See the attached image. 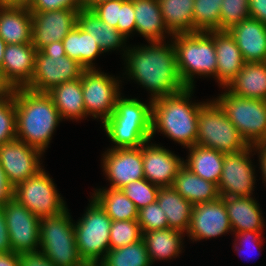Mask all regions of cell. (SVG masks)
<instances>
[{
  "label": "cell",
  "mask_w": 266,
  "mask_h": 266,
  "mask_svg": "<svg viewBox=\"0 0 266 266\" xmlns=\"http://www.w3.org/2000/svg\"><path fill=\"white\" fill-rule=\"evenodd\" d=\"M248 5L249 0H223L220 9V30H229L250 18Z\"/></svg>",
  "instance_id": "obj_41"
},
{
  "label": "cell",
  "mask_w": 266,
  "mask_h": 266,
  "mask_svg": "<svg viewBox=\"0 0 266 266\" xmlns=\"http://www.w3.org/2000/svg\"><path fill=\"white\" fill-rule=\"evenodd\" d=\"M71 221L68 209L57 216L40 218L39 245L76 244L74 224Z\"/></svg>",
  "instance_id": "obj_34"
},
{
  "label": "cell",
  "mask_w": 266,
  "mask_h": 266,
  "mask_svg": "<svg viewBox=\"0 0 266 266\" xmlns=\"http://www.w3.org/2000/svg\"><path fill=\"white\" fill-rule=\"evenodd\" d=\"M41 153L17 138L0 146V164L14 188L42 170Z\"/></svg>",
  "instance_id": "obj_14"
},
{
  "label": "cell",
  "mask_w": 266,
  "mask_h": 266,
  "mask_svg": "<svg viewBox=\"0 0 266 266\" xmlns=\"http://www.w3.org/2000/svg\"><path fill=\"white\" fill-rule=\"evenodd\" d=\"M84 107L87 115L104 123L114 112L119 93V82L96 69L85 70L81 76Z\"/></svg>",
  "instance_id": "obj_11"
},
{
  "label": "cell",
  "mask_w": 266,
  "mask_h": 266,
  "mask_svg": "<svg viewBox=\"0 0 266 266\" xmlns=\"http://www.w3.org/2000/svg\"><path fill=\"white\" fill-rule=\"evenodd\" d=\"M109 0H81L84 9H92L97 4Z\"/></svg>",
  "instance_id": "obj_56"
},
{
  "label": "cell",
  "mask_w": 266,
  "mask_h": 266,
  "mask_svg": "<svg viewBox=\"0 0 266 266\" xmlns=\"http://www.w3.org/2000/svg\"><path fill=\"white\" fill-rule=\"evenodd\" d=\"M41 252L55 266H81L85 262L77 244L39 245Z\"/></svg>",
  "instance_id": "obj_40"
},
{
  "label": "cell",
  "mask_w": 266,
  "mask_h": 266,
  "mask_svg": "<svg viewBox=\"0 0 266 266\" xmlns=\"http://www.w3.org/2000/svg\"><path fill=\"white\" fill-rule=\"evenodd\" d=\"M147 143L142 145L145 179L159 187L172 186L184 161L163 147Z\"/></svg>",
  "instance_id": "obj_19"
},
{
  "label": "cell",
  "mask_w": 266,
  "mask_h": 266,
  "mask_svg": "<svg viewBox=\"0 0 266 266\" xmlns=\"http://www.w3.org/2000/svg\"><path fill=\"white\" fill-rule=\"evenodd\" d=\"M86 69L66 56L62 41L52 42L36 51L34 73L26 87L37 92H48L61 83L81 78Z\"/></svg>",
  "instance_id": "obj_6"
},
{
  "label": "cell",
  "mask_w": 266,
  "mask_h": 266,
  "mask_svg": "<svg viewBox=\"0 0 266 266\" xmlns=\"http://www.w3.org/2000/svg\"><path fill=\"white\" fill-rule=\"evenodd\" d=\"M124 1L125 0L104 1L94 6L91 10L94 11L103 22L117 29L120 7Z\"/></svg>",
  "instance_id": "obj_44"
},
{
  "label": "cell",
  "mask_w": 266,
  "mask_h": 266,
  "mask_svg": "<svg viewBox=\"0 0 266 266\" xmlns=\"http://www.w3.org/2000/svg\"><path fill=\"white\" fill-rule=\"evenodd\" d=\"M152 100L149 105L137 99L118 98L114 112L103 123L113 149L140 147L151 138Z\"/></svg>",
  "instance_id": "obj_4"
},
{
  "label": "cell",
  "mask_w": 266,
  "mask_h": 266,
  "mask_svg": "<svg viewBox=\"0 0 266 266\" xmlns=\"http://www.w3.org/2000/svg\"><path fill=\"white\" fill-rule=\"evenodd\" d=\"M13 93V88L6 82L0 70V100L8 98Z\"/></svg>",
  "instance_id": "obj_54"
},
{
  "label": "cell",
  "mask_w": 266,
  "mask_h": 266,
  "mask_svg": "<svg viewBox=\"0 0 266 266\" xmlns=\"http://www.w3.org/2000/svg\"><path fill=\"white\" fill-rule=\"evenodd\" d=\"M158 2L169 34L193 33L194 0H158Z\"/></svg>",
  "instance_id": "obj_32"
},
{
  "label": "cell",
  "mask_w": 266,
  "mask_h": 266,
  "mask_svg": "<svg viewBox=\"0 0 266 266\" xmlns=\"http://www.w3.org/2000/svg\"><path fill=\"white\" fill-rule=\"evenodd\" d=\"M253 146L236 153L225 154L222 174L218 182L220 197L251 196L255 183L249 154Z\"/></svg>",
  "instance_id": "obj_13"
},
{
  "label": "cell",
  "mask_w": 266,
  "mask_h": 266,
  "mask_svg": "<svg viewBox=\"0 0 266 266\" xmlns=\"http://www.w3.org/2000/svg\"><path fill=\"white\" fill-rule=\"evenodd\" d=\"M36 51L32 43L6 45L1 72L13 90L26 88L30 84Z\"/></svg>",
  "instance_id": "obj_18"
},
{
  "label": "cell",
  "mask_w": 266,
  "mask_h": 266,
  "mask_svg": "<svg viewBox=\"0 0 266 266\" xmlns=\"http://www.w3.org/2000/svg\"><path fill=\"white\" fill-rule=\"evenodd\" d=\"M250 18L259 20L266 26V0H249Z\"/></svg>",
  "instance_id": "obj_49"
},
{
  "label": "cell",
  "mask_w": 266,
  "mask_h": 266,
  "mask_svg": "<svg viewBox=\"0 0 266 266\" xmlns=\"http://www.w3.org/2000/svg\"><path fill=\"white\" fill-rule=\"evenodd\" d=\"M117 30L125 37L136 30L134 0H125L121 4Z\"/></svg>",
  "instance_id": "obj_46"
},
{
  "label": "cell",
  "mask_w": 266,
  "mask_h": 266,
  "mask_svg": "<svg viewBox=\"0 0 266 266\" xmlns=\"http://www.w3.org/2000/svg\"><path fill=\"white\" fill-rule=\"evenodd\" d=\"M182 234L184 232L172 228L144 232L142 238L151 264L157 259H171V257L178 256L182 248Z\"/></svg>",
  "instance_id": "obj_33"
},
{
  "label": "cell",
  "mask_w": 266,
  "mask_h": 266,
  "mask_svg": "<svg viewBox=\"0 0 266 266\" xmlns=\"http://www.w3.org/2000/svg\"><path fill=\"white\" fill-rule=\"evenodd\" d=\"M88 207L74 224L76 244L84 262H101L110 250L112 219L93 198Z\"/></svg>",
  "instance_id": "obj_9"
},
{
  "label": "cell",
  "mask_w": 266,
  "mask_h": 266,
  "mask_svg": "<svg viewBox=\"0 0 266 266\" xmlns=\"http://www.w3.org/2000/svg\"><path fill=\"white\" fill-rule=\"evenodd\" d=\"M255 147L257 150H259V154H260V164H261V171H262V174L264 176V181L266 182V143H259V144H256Z\"/></svg>",
  "instance_id": "obj_53"
},
{
  "label": "cell",
  "mask_w": 266,
  "mask_h": 266,
  "mask_svg": "<svg viewBox=\"0 0 266 266\" xmlns=\"http://www.w3.org/2000/svg\"><path fill=\"white\" fill-rule=\"evenodd\" d=\"M77 25L94 37L103 52L121 47L127 38L103 22L91 9L82 8L77 12Z\"/></svg>",
  "instance_id": "obj_28"
},
{
  "label": "cell",
  "mask_w": 266,
  "mask_h": 266,
  "mask_svg": "<svg viewBox=\"0 0 266 266\" xmlns=\"http://www.w3.org/2000/svg\"><path fill=\"white\" fill-rule=\"evenodd\" d=\"M10 236L5 221L3 206H0V253L11 251Z\"/></svg>",
  "instance_id": "obj_50"
},
{
  "label": "cell",
  "mask_w": 266,
  "mask_h": 266,
  "mask_svg": "<svg viewBox=\"0 0 266 266\" xmlns=\"http://www.w3.org/2000/svg\"><path fill=\"white\" fill-rule=\"evenodd\" d=\"M16 139V112L13 93L0 100V146Z\"/></svg>",
  "instance_id": "obj_42"
},
{
  "label": "cell",
  "mask_w": 266,
  "mask_h": 266,
  "mask_svg": "<svg viewBox=\"0 0 266 266\" xmlns=\"http://www.w3.org/2000/svg\"><path fill=\"white\" fill-rule=\"evenodd\" d=\"M227 88L239 97L266 100V62H245Z\"/></svg>",
  "instance_id": "obj_24"
},
{
  "label": "cell",
  "mask_w": 266,
  "mask_h": 266,
  "mask_svg": "<svg viewBox=\"0 0 266 266\" xmlns=\"http://www.w3.org/2000/svg\"><path fill=\"white\" fill-rule=\"evenodd\" d=\"M136 31L150 42L164 41L167 28L158 0H134Z\"/></svg>",
  "instance_id": "obj_27"
},
{
  "label": "cell",
  "mask_w": 266,
  "mask_h": 266,
  "mask_svg": "<svg viewBox=\"0 0 266 266\" xmlns=\"http://www.w3.org/2000/svg\"><path fill=\"white\" fill-rule=\"evenodd\" d=\"M162 43L150 42V46L134 47L125 52L127 74L151 91L152 101L186 88L178 72L174 45Z\"/></svg>",
  "instance_id": "obj_1"
},
{
  "label": "cell",
  "mask_w": 266,
  "mask_h": 266,
  "mask_svg": "<svg viewBox=\"0 0 266 266\" xmlns=\"http://www.w3.org/2000/svg\"><path fill=\"white\" fill-rule=\"evenodd\" d=\"M138 223L142 233L169 228L165 212L157 201L138 211Z\"/></svg>",
  "instance_id": "obj_43"
},
{
  "label": "cell",
  "mask_w": 266,
  "mask_h": 266,
  "mask_svg": "<svg viewBox=\"0 0 266 266\" xmlns=\"http://www.w3.org/2000/svg\"><path fill=\"white\" fill-rule=\"evenodd\" d=\"M6 45L7 44L5 43L3 38L0 36V70H1V66H2V61H3L4 51H5Z\"/></svg>",
  "instance_id": "obj_57"
},
{
  "label": "cell",
  "mask_w": 266,
  "mask_h": 266,
  "mask_svg": "<svg viewBox=\"0 0 266 266\" xmlns=\"http://www.w3.org/2000/svg\"><path fill=\"white\" fill-rule=\"evenodd\" d=\"M93 199L112 221L138 220L139 210L121 189H99Z\"/></svg>",
  "instance_id": "obj_35"
},
{
  "label": "cell",
  "mask_w": 266,
  "mask_h": 266,
  "mask_svg": "<svg viewBox=\"0 0 266 266\" xmlns=\"http://www.w3.org/2000/svg\"><path fill=\"white\" fill-rule=\"evenodd\" d=\"M0 266H20V254L12 250L0 253Z\"/></svg>",
  "instance_id": "obj_52"
},
{
  "label": "cell",
  "mask_w": 266,
  "mask_h": 266,
  "mask_svg": "<svg viewBox=\"0 0 266 266\" xmlns=\"http://www.w3.org/2000/svg\"><path fill=\"white\" fill-rule=\"evenodd\" d=\"M81 0H32L30 12H48L59 9H82Z\"/></svg>",
  "instance_id": "obj_45"
},
{
  "label": "cell",
  "mask_w": 266,
  "mask_h": 266,
  "mask_svg": "<svg viewBox=\"0 0 266 266\" xmlns=\"http://www.w3.org/2000/svg\"><path fill=\"white\" fill-rule=\"evenodd\" d=\"M101 263L104 266H151L143 238L135 243L110 249Z\"/></svg>",
  "instance_id": "obj_36"
},
{
  "label": "cell",
  "mask_w": 266,
  "mask_h": 266,
  "mask_svg": "<svg viewBox=\"0 0 266 266\" xmlns=\"http://www.w3.org/2000/svg\"><path fill=\"white\" fill-rule=\"evenodd\" d=\"M193 88L152 101L151 136L162 131L187 148L196 145L198 112L204 103L189 102Z\"/></svg>",
  "instance_id": "obj_3"
},
{
  "label": "cell",
  "mask_w": 266,
  "mask_h": 266,
  "mask_svg": "<svg viewBox=\"0 0 266 266\" xmlns=\"http://www.w3.org/2000/svg\"><path fill=\"white\" fill-rule=\"evenodd\" d=\"M232 231L229 216L222 197L193 205L187 234L195 241L210 239Z\"/></svg>",
  "instance_id": "obj_17"
},
{
  "label": "cell",
  "mask_w": 266,
  "mask_h": 266,
  "mask_svg": "<svg viewBox=\"0 0 266 266\" xmlns=\"http://www.w3.org/2000/svg\"><path fill=\"white\" fill-rule=\"evenodd\" d=\"M5 221L12 251L17 254L36 252L40 241V218L11 198L4 206Z\"/></svg>",
  "instance_id": "obj_12"
},
{
  "label": "cell",
  "mask_w": 266,
  "mask_h": 266,
  "mask_svg": "<svg viewBox=\"0 0 266 266\" xmlns=\"http://www.w3.org/2000/svg\"><path fill=\"white\" fill-rule=\"evenodd\" d=\"M217 58L216 79L227 87L244 66V59L236 41L228 30H213Z\"/></svg>",
  "instance_id": "obj_20"
},
{
  "label": "cell",
  "mask_w": 266,
  "mask_h": 266,
  "mask_svg": "<svg viewBox=\"0 0 266 266\" xmlns=\"http://www.w3.org/2000/svg\"><path fill=\"white\" fill-rule=\"evenodd\" d=\"M14 100L16 138L43 154L61 120L57 108L47 92L28 88L14 89Z\"/></svg>",
  "instance_id": "obj_2"
},
{
  "label": "cell",
  "mask_w": 266,
  "mask_h": 266,
  "mask_svg": "<svg viewBox=\"0 0 266 266\" xmlns=\"http://www.w3.org/2000/svg\"><path fill=\"white\" fill-rule=\"evenodd\" d=\"M261 231H244V232H237L236 233V237H238V241H241V242H239V244H241V246H242V243H244V244H247L248 242H246V241H253V245H255V246H259V248L261 249V242H262V240H260L261 238ZM255 243V244H254ZM234 248H236L235 250L236 251H240L239 253H241V249H239L240 247H238L237 248V245L235 244V247ZM245 248H243V250H244ZM245 253V252H244Z\"/></svg>",
  "instance_id": "obj_51"
},
{
  "label": "cell",
  "mask_w": 266,
  "mask_h": 266,
  "mask_svg": "<svg viewBox=\"0 0 266 266\" xmlns=\"http://www.w3.org/2000/svg\"><path fill=\"white\" fill-rule=\"evenodd\" d=\"M159 189V186L152 184L145 178L131 181L121 188L123 193L135 204L138 210L156 202Z\"/></svg>",
  "instance_id": "obj_39"
},
{
  "label": "cell",
  "mask_w": 266,
  "mask_h": 266,
  "mask_svg": "<svg viewBox=\"0 0 266 266\" xmlns=\"http://www.w3.org/2000/svg\"><path fill=\"white\" fill-rule=\"evenodd\" d=\"M178 72L185 87L193 88V77L214 75L217 58L213 30L173 35Z\"/></svg>",
  "instance_id": "obj_5"
},
{
  "label": "cell",
  "mask_w": 266,
  "mask_h": 266,
  "mask_svg": "<svg viewBox=\"0 0 266 266\" xmlns=\"http://www.w3.org/2000/svg\"><path fill=\"white\" fill-rule=\"evenodd\" d=\"M80 9H59L32 13V44L37 51L52 42L62 41L77 25Z\"/></svg>",
  "instance_id": "obj_15"
},
{
  "label": "cell",
  "mask_w": 266,
  "mask_h": 266,
  "mask_svg": "<svg viewBox=\"0 0 266 266\" xmlns=\"http://www.w3.org/2000/svg\"><path fill=\"white\" fill-rule=\"evenodd\" d=\"M0 36L6 44L32 43V13L30 9L0 6Z\"/></svg>",
  "instance_id": "obj_22"
},
{
  "label": "cell",
  "mask_w": 266,
  "mask_h": 266,
  "mask_svg": "<svg viewBox=\"0 0 266 266\" xmlns=\"http://www.w3.org/2000/svg\"><path fill=\"white\" fill-rule=\"evenodd\" d=\"M245 62H266V26L248 18L229 30Z\"/></svg>",
  "instance_id": "obj_21"
},
{
  "label": "cell",
  "mask_w": 266,
  "mask_h": 266,
  "mask_svg": "<svg viewBox=\"0 0 266 266\" xmlns=\"http://www.w3.org/2000/svg\"><path fill=\"white\" fill-rule=\"evenodd\" d=\"M157 202L165 212L169 228L187 232L193 205L184 199L173 186L160 187Z\"/></svg>",
  "instance_id": "obj_29"
},
{
  "label": "cell",
  "mask_w": 266,
  "mask_h": 266,
  "mask_svg": "<svg viewBox=\"0 0 266 266\" xmlns=\"http://www.w3.org/2000/svg\"><path fill=\"white\" fill-rule=\"evenodd\" d=\"M223 0H194L193 33L220 30Z\"/></svg>",
  "instance_id": "obj_37"
},
{
  "label": "cell",
  "mask_w": 266,
  "mask_h": 266,
  "mask_svg": "<svg viewBox=\"0 0 266 266\" xmlns=\"http://www.w3.org/2000/svg\"><path fill=\"white\" fill-rule=\"evenodd\" d=\"M62 42L66 56L78 61L86 70L95 69L92 61L103 51L94 37L76 25Z\"/></svg>",
  "instance_id": "obj_31"
},
{
  "label": "cell",
  "mask_w": 266,
  "mask_h": 266,
  "mask_svg": "<svg viewBox=\"0 0 266 266\" xmlns=\"http://www.w3.org/2000/svg\"><path fill=\"white\" fill-rule=\"evenodd\" d=\"M215 102L248 145L266 143V100L243 98L228 91Z\"/></svg>",
  "instance_id": "obj_8"
},
{
  "label": "cell",
  "mask_w": 266,
  "mask_h": 266,
  "mask_svg": "<svg viewBox=\"0 0 266 266\" xmlns=\"http://www.w3.org/2000/svg\"><path fill=\"white\" fill-rule=\"evenodd\" d=\"M14 198L39 218L53 217L67 208L44 169L14 188Z\"/></svg>",
  "instance_id": "obj_10"
},
{
  "label": "cell",
  "mask_w": 266,
  "mask_h": 266,
  "mask_svg": "<svg viewBox=\"0 0 266 266\" xmlns=\"http://www.w3.org/2000/svg\"><path fill=\"white\" fill-rule=\"evenodd\" d=\"M62 118L80 119L86 116L81 78L67 81L47 92Z\"/></svg>",
  "instance_id": "obj_26"
},
{
  "label": "cell",
  "mask_w": 266,
  "mask_h": 266,
  "mask_svg": "<svg viewBox=\"0 0 266 266\" xmlns=\"http://www.w3.org/2000/svg\"><path fill=\"white\" fill-rule=\"evenodd\" d=\"M196 145L224 154L240 152L249 146L215 100L206 102L198 112Z\"/></svg>",
  "instance_id": "obj_7"
},
{
  "label": "cell",
  "mask_w": 266,
  "mask_h": 266,
  "mask_svg": "<svg viewBox=\"0 0 266 266\" xmlns=\"http://www.w3.org/2000/svg\"><path fill=\"white\" fill-rule=\"evenodd\" d=\"M14 197V187L9 183L0 164V206H4Z\"/></svg>",
  "instance_id": "obj_48"
},
{
  "label": "cell",
  "mask_w": 266,
  "mask_h": 266,
  "mask_svg": "<svg viewBox=\"0 0 266 266\" xmlns=\"http://www.w3.org/2000/svg\"><path fill=\"white\" fill-rule=\"evenodd\" d=\"M103 168L112 189H121L131 181L145 178L142 146L109 149L103 156Z\"/></svg>",
  "instance_id": "obj_16"
},
{
  "label": "cell",
  "mask_w": 266,
  "mask_h": 266,
  "mask_svg": "<svg viewBox=\"0 0 266 266\" xmlns=\"http://www.w3.org/2000/svg\"><path fill=\"white\" fill-rule=\"evenodd\" d=\"M143 233L138 220L112 221L110 249H117L141 240Z\"/></svg>",
  "instance_id": "obj_38"
},
{
  "label": "cell",
  "mask_w": 266,
  "mask_h": 266,
  "mask_svg": "<svg viewBox=\"0 0 266 266\" xmlns=\"http://www.w3.org/2000/svg\"><path fill=\"white\" fill-rule=\"evenodd\" d=\"M20 266H55L39 250L36 252L20 254Z\"/></svg>",
  "instance_id": "obj_47"
},
{
  "label": "cell",
  "mask_w": 266,
  "mask_h": 266,
  "mask_svg": "<svg viewBox=\"0 0 266 266\" xmlns=\"http://www.w3.org/2000/svg\"><path fill=\"white\" fill-rule=\"evenodd\" d=\"M173 188L192 205L211 202L220 197L215 183L194 174L183 165L175 176Z\"/></svg>",
  "instance_id": "obj_25"
},
{
  "label": "cell",
  "mask_w": 266,
  "mask_h": 266,
  "mask_svg": "<svg viewBox=\"0 0 266 266\" xmlns=\"http://www.w3.org/2000/svg\"><path fill=\"white\" fill-rule=\"evenodd\" d=\"M189 151L184 165L199 177L218 185L225 154L200 145L191 146Z\"/></svg>",
  "instance_id": "obj_30"
},
{
  "label": "cell",
  "mask_w": 266,
  "mask_h": 266,
  "mask_svg": "<svg viewBox=\"0 0 266 266\" xmlns=\"http://www.w3.org/2000/svg\"><path fill=\"white\" fill-rule=\"evenodd\" d=\"M233 232L261 231L263 218L259 204L251 196L222 197Z\"/></svg>",
  "instance_id": "obj_23"
},
{
  "label": "cell",
  "mask_w": 266,
  "mask_h": 266,
  "mask_svg": "<svg viewBox=\"0 0 266 266\" xmlns=\"http://www.w3.org/2000/svg\"><path fill=\"white\" fill-rule=\"evenodd\" d=\"M32 0H0V6L27 7L29 8Z\"/></svg>",
  "instance_id": "obj_55"
},
{
  "label": "cell",
  "mask_w": 266,
  "mask_h": 266,
  "mask_svg": "<svg viewBox=\"0 0 266 266\" xmlns=\"http://www.w3.org/2000/svg\"><path fill=\"white\" fill-rule=\"evenodd\" d=\"M81 266H104V265L101 262H85Z\"/></svg>",
  "instance_id": "obj_58"
}]
</instances>
